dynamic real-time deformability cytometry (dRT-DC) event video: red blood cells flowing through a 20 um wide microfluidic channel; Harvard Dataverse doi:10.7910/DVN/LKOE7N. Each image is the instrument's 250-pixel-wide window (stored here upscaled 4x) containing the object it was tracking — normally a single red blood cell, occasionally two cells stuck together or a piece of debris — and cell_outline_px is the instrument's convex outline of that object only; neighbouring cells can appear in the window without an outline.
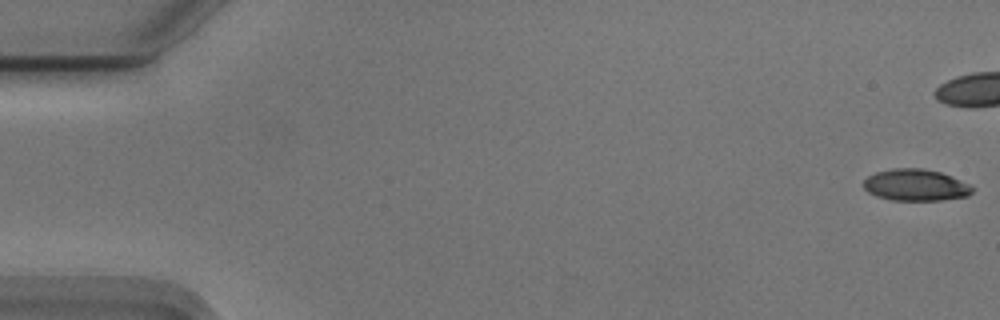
{"species": "Egyptian fruit bat (a non-hibernating species)", "species_latin": "Rousettus aegyptiacus", "temperature_condition": "cold", "stored_images_in_passage": 42, "camera_frame_rate_fps": 3000, "um_per_image_px": 0.085, "animal": {"sex": "male"}, "frame": {"image": 1, "passage_image": 1, "time_ms": 0.0, "image_size_px": [1000, 320], "cell_outline_px": [[972, 192], [968, 196], [944, 200], [892, 200], [876, 196], [868, 192], [864, 188], [864, 180], [868, 176], [876, 172], [892, 168], [920, 168], [940, 172], [952, 176], [968, 184], [972, 188]], "centroid_in_image_um": [77.82, 15.73], "position_along_channel_um": 7.2, "area_um2": 20.0}}
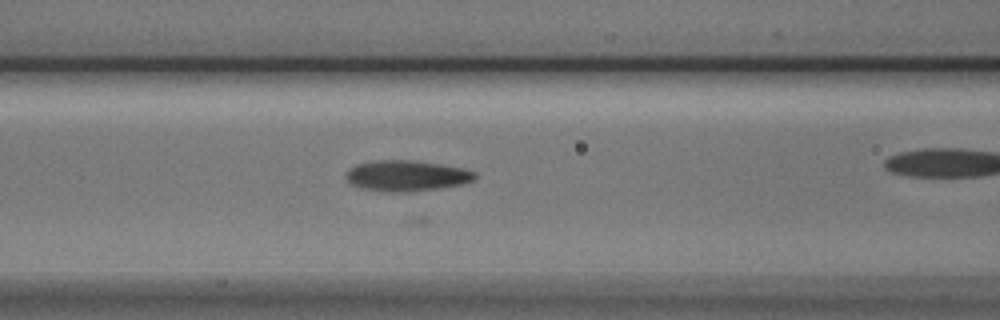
{"frame": {"image": 2, "passage_image": 23, "time_ms": 7.333, "image_size_px": [1000, 320], "cell_outline_px": [[476, 176], [472, 180], [464, 184], [440, 188], [408, 192], [392, 192], [360, 188], [352, 184], [344, 176], [348, 168], [356, 164], [372, 160], [416, 160], [464, 168], [476, 172]], "centroid_in_image_um": [34.54, 14.93], "position_along_channel_um": 132.1, "area_um2": 23.35}}
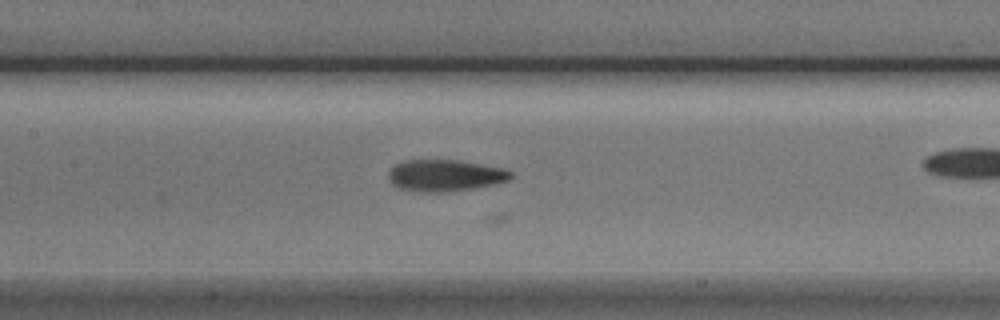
{"frame": {"image": 3, "passage_image": 26, "time_ms": 8.333, "image_size_px": [1000, 320], "cell_outline_px": [[512, 176], [508, 180], [496, 184], [452, 192], [420, 192], [396, 188], [388, 180], [388, 172], [396, 164], [404, 160], [460, 160], [508, 168], [512, 172]], "centroid_in_image_um": [37.85, 14.92], "position_along_channel_um": 169.6, "area_um2": 23.06}}